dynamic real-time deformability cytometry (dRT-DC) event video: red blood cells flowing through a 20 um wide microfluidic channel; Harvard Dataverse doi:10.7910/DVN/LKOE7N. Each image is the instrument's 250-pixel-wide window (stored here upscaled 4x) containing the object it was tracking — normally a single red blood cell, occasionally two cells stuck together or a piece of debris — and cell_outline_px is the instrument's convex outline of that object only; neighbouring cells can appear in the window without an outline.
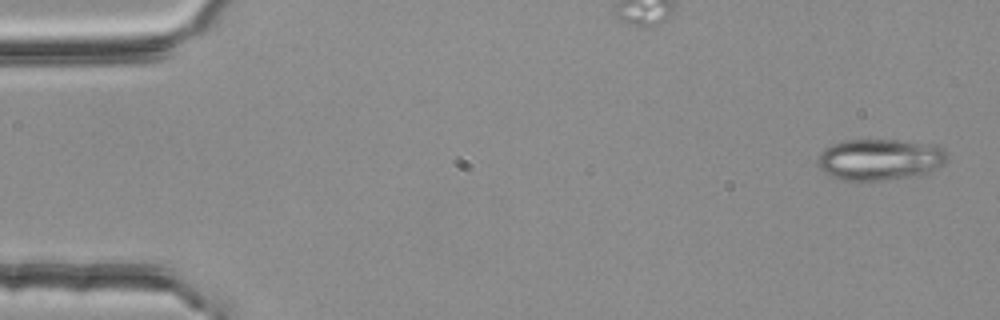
{"species": "common noctule bat (a hibernating species)", "species_latin": "Nyctalus noctula", "temperature_condition": "room temperature", "stored_images_in_passage": 4, "segment_of_instrument_passage": [1, 2], "camera_frame_rate_fps": 3000, "um_per_image_px": 0.085, "animal": {"sex": "female", "body_mass_g": 25.1}, "frame": {"image": 1, "passage_image": 1, "time_ms": 0.0, "image_size_px": [1000, 320], "cell_outline_px": [[948, 156], [944, 164], [924, 176], [884, 180], [844, 180], [832, 176], [824, 172], [816, 164], [816, 160], [820, 152], [824, 148], [832, 144], [844, 140], [896, 140], [936, 144], [944, 148], [948, 152]], "centroid_in_image_um": [74.84, 13.56], "position_along_channel_um": 10.2, "area_um2": 31.85}}